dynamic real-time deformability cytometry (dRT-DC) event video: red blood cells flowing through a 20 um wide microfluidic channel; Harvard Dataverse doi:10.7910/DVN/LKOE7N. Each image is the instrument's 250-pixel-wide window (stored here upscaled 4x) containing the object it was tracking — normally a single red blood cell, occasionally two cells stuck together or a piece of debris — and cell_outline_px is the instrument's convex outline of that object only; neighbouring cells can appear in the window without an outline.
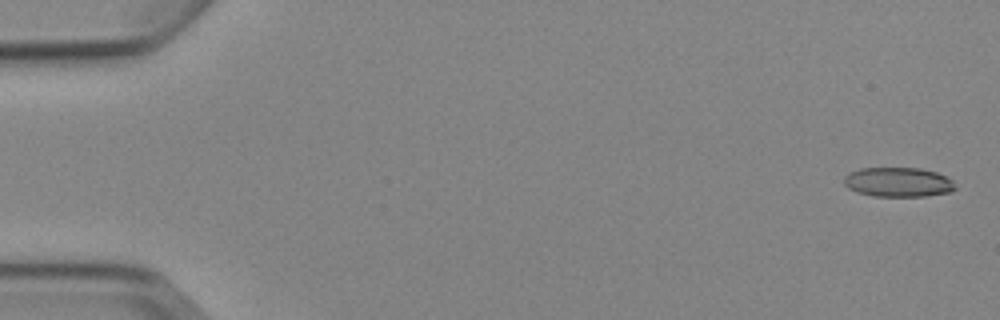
{"species": "Egyptian fruit bat (a non-hibernating species)", "species_latin": "Rousettus aegyptiacus", "temperature_condition": "cold", "stored_images_in_passage": 6, "camera_frame_rate_fps": 3000, "um_per_image_px": 0.085, "animal": {"sex": "female"}, "frame": {"image": 1, "passage_image": 1, "time_ms": 0.0, "image_size_px": [1000, 320], "cell_outline_px": [[956, 188], [952, 192], [928, 196], [872, 196], [856, 192], [848, 188], [844, 184], [844, 176], [848, 172], [860, 168], [920, 168], [936, 172], [952, 180]], "centroid_in_image_um": [76.33, 15.48], "position_along_channel_um": 8.7, "area_um2": 19.31}}
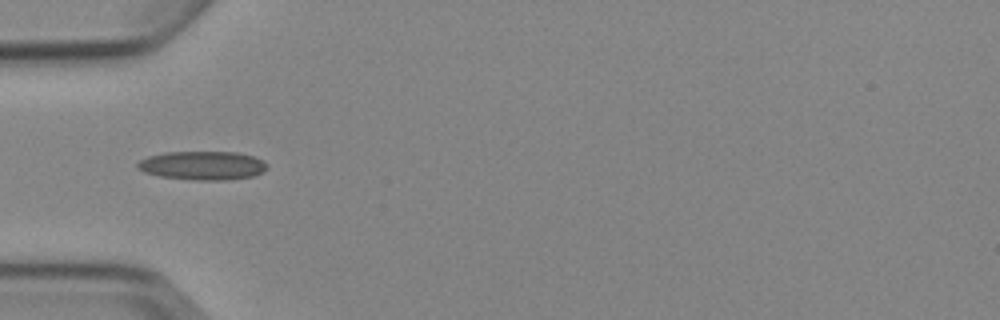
{"frame": {"image": 2, "passage_image": 5, "time_ms": 5.333, "image_size_px": [1000, 320], "cell_outline_px": [[268, 168], [264, 172], [252, 176], [228, 180], [192, 180], [160, 176], [144, 172], [136, 168], [136, 164], [140, 160], [148, 156], [168, 152], [236, 152], [252, 156], [264, 160], [268, 164]], "centroid_in_image_um": [17.24, 14.07], "position_along_channel_um": 67.8, "area_um2": 21.85}}
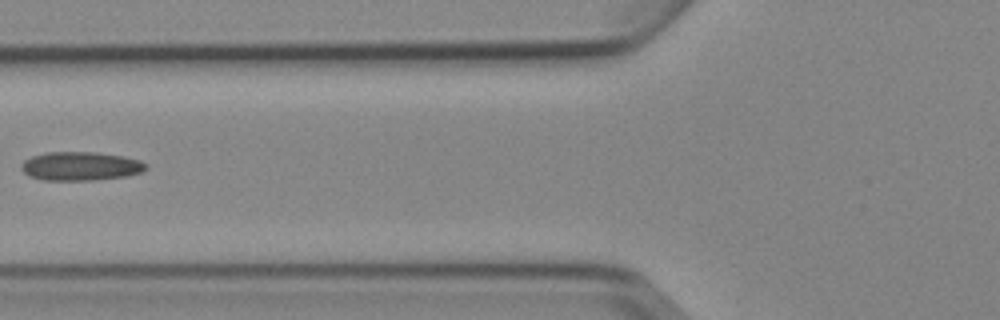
{"frame": {"image": 3, "passage_image": 6, "time_ms": 6.667, "image_size_px": [1000, 320], "cell_outline_px": [[148, 168], [140, 172], [128, 176], [96, 180], [40, 180], [28, 176], [20, 168], [20, 164], [24, 160], [32, 156], [48, 152], [96, 152], [124, 156], [140, 160], [148, 164]], "centroid_in_image_um": [6.85, 14.13], "position_along_channel_um": 119.0, "area_um2": 21.15}}